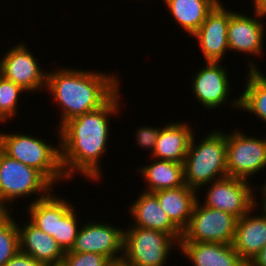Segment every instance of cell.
<instances>
[{"mask_svg": "<svg viewBox=\"0 0 266 266\" xmlns=\"http://www.w3.org/2000/svg\"><path fill=\"white\" fill-rule=\"evenodd\" d=\"M121 95L118 90L102 107L70 119L59 129L61 167L67 181L75 173L100 181L101 158L111 138L110 119L121 110Z\"/></svg>", "mask_w": 266, "mask_h": 266, "instance_id": "cell-1", "label": "cell"}, {"mask_svg": "<svg viewBox=\"0 0 266 266\" xmlns=\"http://www.w3.org/2000/svg\"><path fill=\"white\" fill-rule=\"evenodd\" d=\"M99 72V73H98ZM115 74V75H114ZM118 72L59 68L47 72L46 89L61 109L59 129L70 119L102 107L120 90Z\"/></svg>", "mask_w": 266, "mask_h": 266, "instance_id": "cell-2", "label": "cell"}, {"mask_svg": "<svg viewBox=\"0 0 266 266\" xmlns=\"http://www.w3.org/2000/svg\"><path fill=\"white\" fill-rule=\"evenodd\" d=\"M205 135L207 136L201 137L197 143L196 135H193L184 162L185 184L196 192H200L211 182L228 176L227 133L213 129Z\"/></svg>", "mask_w": 266, "mask_h": 266, "instance_id": "cell-3", "label": "cell"}, {"mask_svg": "<svg viewBox=\"0 0 266 266\" xmlns=\"http://www.w3.org/2000/svg\"><path fill=\"white\" fill-rule=\"evenodd\" d=\"M10 133L0 132V149L6 155L38 170L53 186L67 181L61 167L60 143L50 144L33 134Z\"/></svg>", "mask_w": 266, "mask_h": 266, "instance_id": "cell-4", "label": "cell"}, {"mask_svg": "<svg viewBox=\"0 0 266 266\" xmlns=\"http://www.w3.org/2000/svg\"><path fill=\"white\" fill-rule=\"evenodd\" d=\"M53 185L36 169L9 157L0 149V208L12 212L18 198L37 195L34 201L47 197Z\"/></svg>", "mask_w": 266, "mask_h": 266, "instance_id": "cell-5", "label": "cell"}, {"mask_svg": "<svg viewBox=\"0 0 266 266\" xmlns=\"http://www.w3.org/2000/svg\"><path fill=\"white\" fill-rule=\"evenodd\" d=\"M179 242L168 233L129 227L124 229L123 259L131 266H165Z\"/></svg>", "mask_w": 266, "mask_h": 266, "instance_id": "cell-6", "label": "cell"}, {"mask_svg": "<svg viewBox=\"0 0 266 266\" xmlns=\"http://www.w3.org/2000/svg\"><path fill=\"white\" fill-rule=\"evenodd\" d=\"M238 218L227 212L209 208L199 199L195 202L180 241L232 244Z\"/></svg>", "mask_w": 266, "mask_h": 266, "instance_id": "cell-7", "label": "cell"}, {"mask_svg": "<svg viewBox=\"0 0 266 266\" xmlns=\"http://www.w3.org/2000/svg\"><path fill=\"white\" fill-rule=\"evenodd\" d=\"M235 128L227 134V175L249 181L266 168V139Z\"/></svg>", "mask_w": 266, "mask_h": 266, "instance_id": "cell-8", "label": "cell"}, {"mask_svg": "<svg viewBox=\"0 0 266 266\" xmlns=\"http://www.w3.org/2000/svg\"><path fill=\"white\" fill-rule=\"evenodd\" d=\"M249 182L230 176L215 180L208 184L203 205L227 212L239 219L258 205L256 194Z\"/></svg>", "mask_w": 266, "mask_h": 266, "instance_id": "cell-9", "label": "cell"}, {"mask_svg": "<svg viewBox=\"0 0 266 266\" xmlns=\"http://www.w3.org/2000/svg\"><path fill=\"white\" fill-rule=\"evenodd\" d=\"M204 64L191 80L195 99L207 110L220 109L227 101L231 103L232 108L240 109V96L233 98L232 101L228 97L232 87L227 67L221 62L205 61Z\"/></svg>", "mask_w": 266, "mask_h": 266, "instance_id": "cell-10", "label": "cell"}, {"mask_svg": "<svg viewBox=\"0 0 266 266\" xmlns=\"http://www.w3.org/2000/svg\"><path fill=\"white\" fill-rule=\"evenodd\" d=\"M17 44L0 57V75L31 94L46 89L47 71L39 66L38 58L28 49L27 43Z\"/></svg>", "mask_w": 266, "mask_h": 266, "instance_id": "cell-11", "label": "cell"}, {"mask_svg": "<svg viewBox=\"0 0 266 266\" xmlns=\"http://www.w3.org/2000/svg\"><path fill=\"white\" fill-rule=\"evenodd\" d=\"M123 228L114 227L107 222L88 221L79 228L74 245L70 252L99 253L110 261L123 257Z\"/></svg>", "mask_w": 266, "mask_h": 266, "instance_id": "cell-12", "label": "cell"}, {"mask_svg": "<svg viewBox=\"0 0 266 266\" xmlns=\"http://www.w3.org/2000/svg\"><path fill=\"white\" fill-rule=\"evenodd\" d=\"M249 17L246 13L229 10V24L227 31L229 51L244 53L250 56H260L263 53L265 27L263 18L265 15L253 12ZM262 18V19H259Z\"/></svg>", "mask_w": 266, "mask_h": 266, "instance_id": "cell-13", "label": "cell"}, {"mask_svg": "<svg viewBox=\"0 0 266 266\" xmlns=\"http://www.w3.org/2000/svg\"><path fill=\"white\" fill-rule=\"evenodd\" d=\"M229 10L221 1L208 14L200 28L191 36L197 39L204 61L220 62L229 51L228 31Z\"/></svg>", "mask_w": 266, "mask_h": 266, "instance_id": "cell-14", "label": "cell"}, {"mask_svg": "<svg viewBox=\"0 0 266 266\" xmlns=\"http://www.w3.org/2000/svg\"><path fill=\"white\" fill-rule=\"evenodd\" d=\"M257 208L256 205L238 219L232 242L235 251L247 264L266 246V212L262 208L257 215Z\"/></svg>", "mask_w": 266, "mask_h": 266, "instance_id": "cell-15", "label": "cell"}, {"mask_svg": "<svg viewBox=\"0 0 266 266\" xmlns=\"http://www.w3.org/2000/svg\"><path fill=\"white\" fill-rule=\"evenodd\" d=\"M130 215L135 221L130 227L159 230L168 233L180 242L182 231L170 220L162 209L157 196L153 192L143 191L140 196L128 206Z\"/></svg>", "mask_w": 266, "mask_h": 266, "instance_id": "cell-16", "label": "cell"}, {"mask_svg": "<svg viewBox=\"0 0 266 266\" xmlns=\"http://www.w3.org/2000/svg\"><path fill=\"white\" fill-rule=\"evenodd\" d=\"M178 248L193 266H248L232 244L180 241Z\"/></svg>", "mask_w": 266, "mask_h": 266, "instance_id": "cell-17", "label": "cell"}, {"mask_svg": "<svg viewBox=\"0 0 266 266\" xmlns=\"http://www.w3.org/2000/svg\"><path fill=\"white\" fill-rule=\"evenodd\" d=\"M194 134L192 127L185 121L167 122L160 129L152 158L184 164Z\"/></svg>", "mask_w": 266, "mask_h": 266, "instance_id": "cell-18", "label": "cell"}, {"mask_svg": "<svg viewBox=\"0 0 266 266\" xmlns=\"http://www.w3.org/2000/svg\"><path fill=\"white\" fill-rule=\"evenodd\" d=\"M20 251L32 256L43 265L62 263L65 252L57 241L33 225L29 220L19 227Z\"/></svg>", "mask_w": 266, "mask_h": 266, "instance_id": "cell-19", "label": "cell"}, {"mask_svg": "<svg viewBox=\"0 0 266 266\" xmlns=\"http://www.w3.org/2000/svg\"><path fill=\"white\" fill-rule=\"evenodd\" d=\"M154 194L170 220L183 231L190 221L199 193L197 194L187 185H183L173 189L160 190Z\"/></svg>", "mask_w": 266, "mask_h": 266, "instance_id": "cell-20", "label": "cell"}, {"mask_svg": "<svg viewBox=\"0 0 266 266\" xmlns=\"http://www.w3.org/2000/svg\"><path fill=\"white\" fill-rule=\"evenodd\" d=\"M154 161L137 170L146 182V192L173 189L185 184L184 164L168 160L151 158ZM147 188V189H146Z\"/></svg>", "mask_w": 266, "mask_h": 266, "instance_id": "cell-21", "label": "cell"}, {"mask_svg": "<svg viewBox=\"0 0 266 266\" xmlns=\"http://www.w3.org/2000/svg\"><path fill=\"white\" fill-rule=\"evenodd\" d=\"M221 0H163L178 26L192 36Z\"/></svg>", "mask_w": 266, "mask_h": 266, "instance_id": "cell-22", "label": "cell"}, {"mask_svg": "<svg viewBox=\"0 0 266 266\" xmlns=\"http://www.w3.org/2000/svg\"><path fill=\"white\" fill-rule=\"evenodd\" d=\"M253 60V61H252ZM248 75L244 90L240 93V111L249 112L266 124V76L255 64L254 59H248Z\"/></svg>", "mask_w": 266, "mask_h": 266, "instance_id": "cell-23", "label": "cell"}, {"mask_svg": "<svg viewBox=\"0 0 266 266\" xmlns=\"http://www.w3.org/2000/svg\"><path fill=\"white\" fill-rule=\"evenodd\" d=\"M65 198L57 195V227L56 235L53 238L64 252L70 251L74 245L79 231L78 216L75 207L70 205Z\"/></svg>", "mask_w": 266, "mask_h": 266, "instance_id": "cell-24", "label": "cell"}, {"mask_svg": "<svg viewBox=\"0 0 266 266\" xmlns=\"http://www.w3.org/2000/svg\"><path fill=\"white\" fill-rule=\"evenodd\" d=\"M50 193L47 197L30 202L27 208L29 221L37 228L53 237L57 227V196Z\"/></svg>", "mask_w": 266, "mask_h": 266, "instance_id": "cell-25", "label": "cell"}, {"mask_svg": "<svg viewBox=\"0 0 266 266\" xmlns=\"http://www.w3.org/2000/svg\"><path fill=\"white\" fill-rule=\"evenodd\" d=\"M19 250V231L16 219L11 212H4L0 216V266H4Z\"/></svg>", "mask_w": 266, "mask_h": 266, "instance_id": "cell-26", "label": "cell"}, {"mask_svg": "<svg viewBox=\"0 0 266 266\" xmlns=\"http://www.w3.org/2000/svg\"><path fill=\"white\" fill-rule=\"evenodd\" d=\"M28 94L20 85L7 80L0 75V122L6 123L10 118L14 119L18 113L17 107L21 95Z\"/></svg>", "mask_w": 266, "mask_h": 266, "instance_id": "cell-27", "label": "cell"}, {"mask_svg": "<svg viewBox=\"0 0 266 266\" xmlns=\"http://www.w3.org/2000/svg\"><path fill=\"white\" fill-rule=\"evenodd\" d=\"M110 260L99 253H77L67 251L62 263L64 266H106Z\"/></svg>", "mask_w": 266, "mask_h": 266, "instance_id": "cell-28", "label": "cell"}, {"mask_svg": "<svg viewBox=\"0 0 266 266\" xmlns=\"http://www.w3.org/2000/svg\"><path fill=\"white\" fill-rule=\"evenodd\" d=\"M160 129L161 127H157V125L155 127H150L149 125L137 128V130L135 131V138L137 141L136 145H138L141 149L143 148L145 150L151 151V153L149 154L152 155L155 149Z\"/></svg>", "mask_w": 266, "mask_h": 266, "instance_id": "cell-29", "label": "cell"}, {"mask_svg": "<svg viewBox=\"0 0 266 266\" xmlns=\"http://www.w3.org/2000/svg\"><path fill=\"white\" fill-rule=\"evenodd\" d=\"M4 266H44L41 262L35 260L32 256L21 252L20 250L5 263Z\"/></svg>", "mask_w": 266, "mask_h": 266, "instance_id": "cell-30", "label": "cell"}, {"mask_svg": "<svg viewBox=\"0 0 266 266\" xmlns=\"http://www.w3.org/2000/svg\"><path fill=\"white\" fill-rule=\"evenodd\" d=\"M248 266H266V246L261 249Z\"/></svg>", "mask_w": 266, "mask_h": 266, "instance_id": "cell-31", "label": "cell"}, {"mask_svg": "<svg viewBox=\"0 0 266 266\" xmlns=\"http://www.w3.org/2000/svg\"><path fill=\"white\" fill-rule=\"evenodd\" d=\"M252 4L254 12L266 16V0H253Z\"/></svg>", "mask_w": 266, "mask_h": 266, "instance_id": "cell-32", "label": "cell"}, {"mask_svg": "<svg viewBox=\"0 0 266 266\" xmlns=\"http://www.w3.org/2000/svg\"><path fill=\"white\" fill-rule=\"evenodd\" d=\"M106 266H131L128 262H126L123 258L118 260L110 261Z\"/></svg>", "mask_w": 266, "mask_h": 266, "instance_id": "cell-33", "label": "cell"}, {"mask_svg": "<svg viewBox=\"0 0 266 266\" xmlns=\"http://www.w3.org/2000/svg\"><path fill=\"white\" fill-rule=\"evenodd\" d=\"M261 201L259 202L258 206H260V204H262V208L264 209V211L266 212V196H261Z\"/></svg>", "mask_w": 266, "mask_h": 266, "instance_id": "cell-34", "label": "cell"}, {"mask_svg": "<svg viewBox=\"0 0 266 266\" xmlns=\"http://www.w3.org/2000/svg\"><path fill=\"white\" fill-rule=\"evenodd\" d=\"M260 188H257V189L261 190V191H259V193L261 192L262 196H266V180Z\"/></svg>", "mask_w": 266, "mask_h": 266, "instance_id": "cell-35", "label": "cell"}, {"mask_svg": "<svg viewBox=\"0 0 266 266\" xmlns=\"http://www.w3.org/2000/svg\"><path fill=\"white\" fill-rule=\"evenodd\" d=\"M44 266H64L63 263H58V264H50V265H44Z\"/></svg>", "mask_w": 266, "mask_h": 266, "instance_id": "cell-36", "label": "cell"}, {"mask_svg": "<svg viewBox=\"0 0 266 266\" xmlns=\"http://www.w3.org/2000/svg\"><path fill=\"white\" fill-rule=\"evenodd\" d=\"M4 213V211L0 208V216Z\"/></svg>", "mask_w": 266, "mask_h": 266, "instance_id": "cell-37", "label": "cell"}]
</instances>
